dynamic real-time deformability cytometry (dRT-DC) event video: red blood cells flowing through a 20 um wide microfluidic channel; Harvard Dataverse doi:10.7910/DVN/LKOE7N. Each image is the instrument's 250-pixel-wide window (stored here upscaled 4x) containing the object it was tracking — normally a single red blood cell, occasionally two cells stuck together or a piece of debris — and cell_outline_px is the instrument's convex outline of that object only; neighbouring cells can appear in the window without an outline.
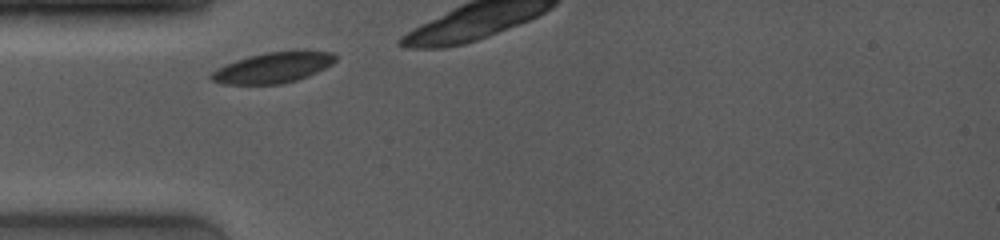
{"species": "common noctule bat (a hibernating species)", "species_latin": "Nyctalus noctula", "temperature_condition": "room temperature", "stored_images_in_passage": 8, "camera_frame_rate_fps": 4000, "um_per_image_px": 0.085, "animal": {"sex": "female", "body_mass_g": 19.0, "forearm_length_mm": 53.3}, "frame": {"image": 1, "passage_image": 1, "time_ms": 0.0, "image_size_px": [1000, 240], "cell_outline_px": [[336, 60], [332, 64], [308, 76], [296, 80], [280, 84], [224, 84], [212, 80], [208, 76], [212, 72], [236, 60], [248, 56], [268, 52], [332, 52], [336, 56]], "centroid_in_image_um": [23.19, 5.77], "position_along_channel_um": 61.8, "area_um2": 21.5}}